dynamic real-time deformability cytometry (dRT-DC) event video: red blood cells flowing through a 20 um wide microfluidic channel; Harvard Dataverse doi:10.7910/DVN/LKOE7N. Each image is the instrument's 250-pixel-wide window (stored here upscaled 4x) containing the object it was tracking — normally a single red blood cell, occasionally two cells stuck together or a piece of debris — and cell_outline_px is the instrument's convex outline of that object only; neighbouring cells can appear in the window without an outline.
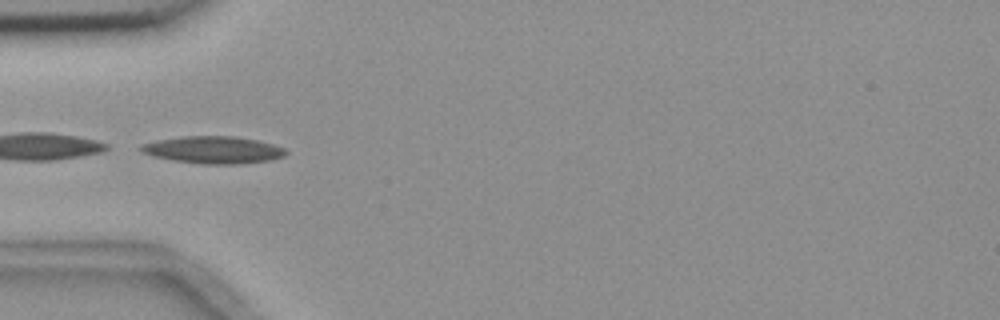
{"species": "common noctule bat (a hibernating species)", "species_latin": "Nyctalus noctula", "temperature_condition": "room temperature", "stored_images_in_passage": 8, "camera_frame_rate_fps": 3000, "um_per_image_px": 0.085, "animal": {"sex": "female", "body_mass_g": 18.4}, "frame": {"image": 1, "passage_image": 4, "time_ms": 4.333, "image_size_px": [1000, 320], "cell_outline_px": [[288, 152], [284, 156], [272, 160], [236, 164], [204, 164], [172, 160], [152, 156], [136, 148], [140, 144], [156, 140], [184, 136], [236, 136], [260, 140], [284, 148]], "centroid_in_image_um": [18.12, 12.73], "position_along_channel_um": 66.9, "area_um2": 23.18}}
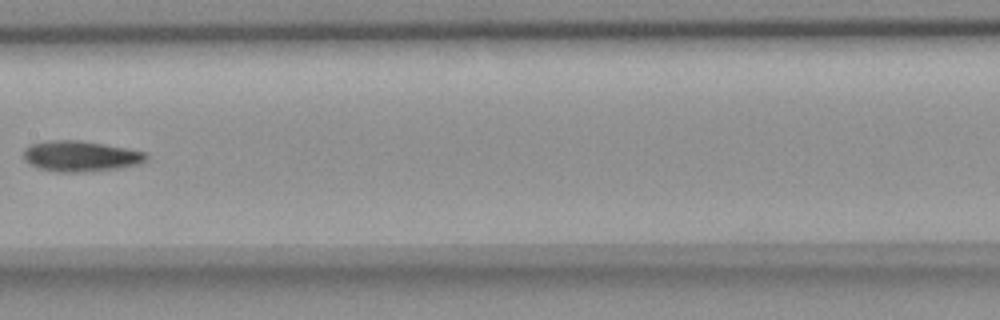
{"frame": {"image": 2, "passage_image": 7, "time_ms": 8.0, "image_size_px": [1000, 320], "cell_outline_px": [[148, 160], [140, 164], [120, 168], [76, 172], [56, 172], [40, 168], [24, 160], [24, 148], [32, 144], [48, 140], [80, 140], [124, 148], [144, 152], [148, 156]], "centroid_in_image_um": [6.85, 13.27], "position_along_channel_um": 200.5, "area_um2": 21.73}}
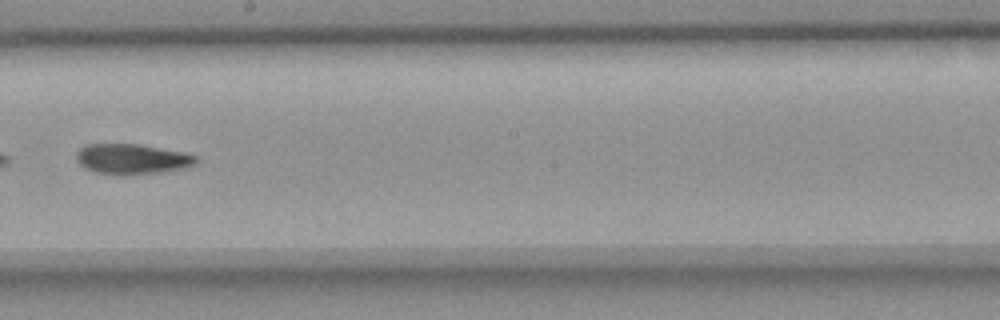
{"frame": {"image": 3, "passage_image": 8, "time_ms": 9.0, "image_size_px": [1000, 320], "cell_outline_px": [[196, 164], [184, 168], [160, 172], [120, 176], [116, 176], [96, 172], [80, 164], [76, 160], [76, 152], [84, 144], [140, 144], [184, 152], [196, 156]], "centroid_in_image_um": [11.2, 13.52], "position_along_channel_um": 237.0, "area_um2": 21.27}}